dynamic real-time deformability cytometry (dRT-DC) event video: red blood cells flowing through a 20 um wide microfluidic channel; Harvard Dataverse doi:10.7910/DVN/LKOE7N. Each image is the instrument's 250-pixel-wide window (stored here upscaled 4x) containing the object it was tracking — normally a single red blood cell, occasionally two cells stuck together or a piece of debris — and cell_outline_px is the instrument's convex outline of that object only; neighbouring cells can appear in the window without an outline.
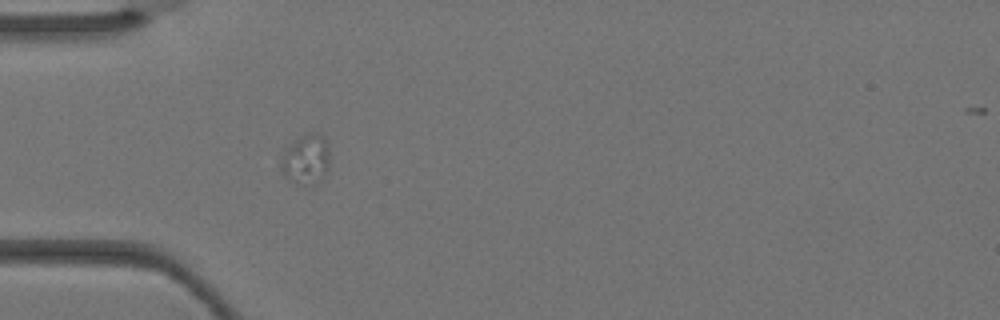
{"species": "Egyptian fruit bat (a non-hibernating species)", "species_latin": "Rousettus aegyptiacus", "temperature_condition": "warm", "stored_images_in_passage": 3, "camera_frame_rate_fps": 3000, "um_per_image_px": 0.085, "animal": {"sex": "female"}, "frame": {"image": 1, "passage_image": 3, "time_ms": 0.667, "image_size_px": [1000, 320], "cell_outline_px": [[328, 168], [324, 176], [316, 184], [296, 184], [288, 180], [280, 168], [280, 164], [284, 148], [304, 132], [320, 132], [324, 136], [328, 152]], "centroid_in_image_um": [25.98, 13.51], "position_along_channel_um": 59.0, "area_um2": 14.51}}